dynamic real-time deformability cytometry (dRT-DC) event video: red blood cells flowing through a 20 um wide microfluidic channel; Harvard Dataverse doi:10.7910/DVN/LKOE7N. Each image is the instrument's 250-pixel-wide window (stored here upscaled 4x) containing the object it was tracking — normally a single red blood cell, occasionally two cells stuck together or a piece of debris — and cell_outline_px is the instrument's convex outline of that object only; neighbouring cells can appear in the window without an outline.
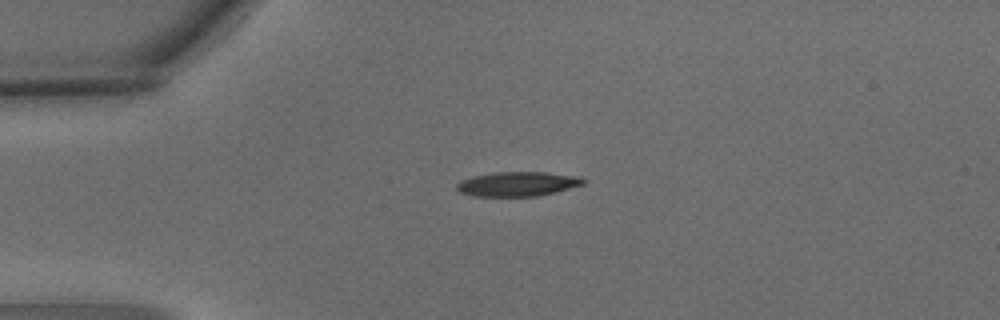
{"species": "common noctule bat (a hibernating species)", "species_latin": "Nyctalus noctula", "temperature_condition": "warm", "stored_images_in_passage": 1, "camera_frame_rate_fps": 3000, "um_per_image_px": 0.085, "animal": {"sex": "male", "body_mass_g": 15.6}, "frame": {"image": 1, "passage_image": 1, "time_ms": 0.0, "image_size_px": [1000, 320], "cell_outline_px": [[588, 180], [584, 184], [536, 196], [472, 196], [460, 192], [456, 188], [456, 184], [460, 180], [472, 176], [496, 172], [544, 172], [580, 176]], "centroid_in_image_um": [43.98, 15.63], "position_along_channel_um": 41.0, "area_um2": 18.03}}